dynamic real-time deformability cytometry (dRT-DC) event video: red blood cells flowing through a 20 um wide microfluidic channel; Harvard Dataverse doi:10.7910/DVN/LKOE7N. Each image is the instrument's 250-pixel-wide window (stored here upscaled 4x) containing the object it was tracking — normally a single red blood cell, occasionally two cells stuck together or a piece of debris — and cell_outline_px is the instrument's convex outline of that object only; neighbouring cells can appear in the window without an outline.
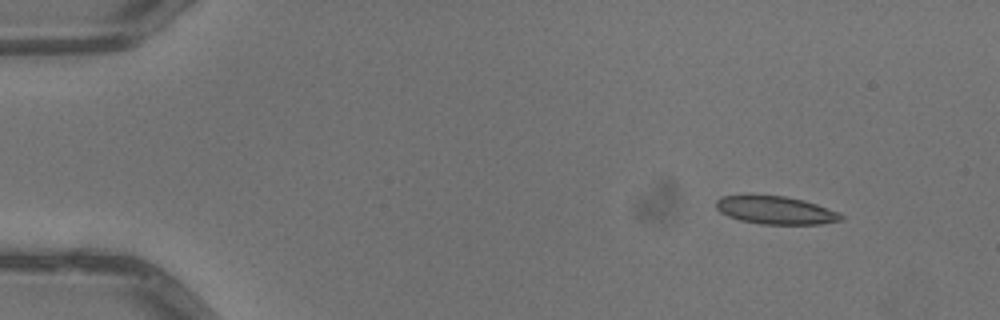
{"species": "common noctule bat (a hibernating species)", "species_latin": "Nyctalus noctula", "temperature_condition": "warm", "stored_images_in_passage": 4, "camera_frame_rate_fps": 3000, "um_per_image_px": 0.085, "animal": {"sex": "male", "body_mass_g": 13.3}, "frame": {"image": 1, "passage_image": 2, "time_ms": 0.333, "image_size_px": [1000, 320], "cell_outline_px": [[844, 220], [820, 224], [760, 224], [740, 220], [728, 216], [720, 212], [716, 208], [716, 200], [720, 196], [752, 192], [784, 196], [804, 200], [840, 212], [844, 216]], "centroid_in_image_um": [65.88, 17.82], "position_along_channel_um": 19.1, "area_um2": 21.21}}